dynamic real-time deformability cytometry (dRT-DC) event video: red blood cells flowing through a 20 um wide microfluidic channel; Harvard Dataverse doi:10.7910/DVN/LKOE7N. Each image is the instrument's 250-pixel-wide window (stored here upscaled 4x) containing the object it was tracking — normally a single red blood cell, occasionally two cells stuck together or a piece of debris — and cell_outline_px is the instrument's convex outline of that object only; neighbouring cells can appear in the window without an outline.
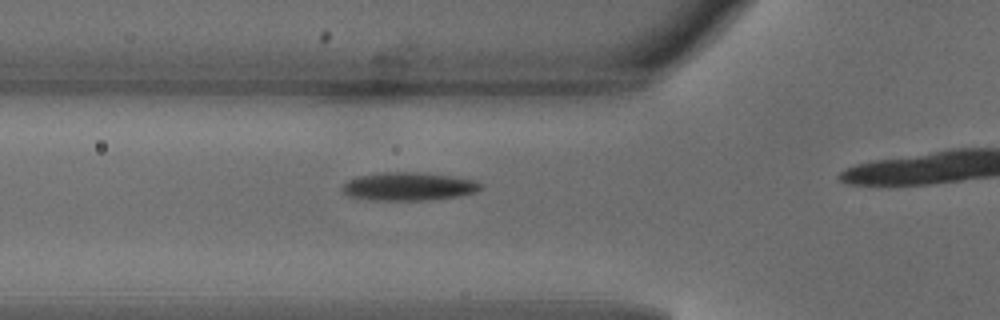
{"species": "common noctule bat (a hibernating species)", "species_latin": "Nyctalus noctula", "temperature_condition": "warm", "stored_images_in_passage": 5, "camera_frame_rate_fps": 3000, "um_per_image_px": 0.085, "animal": {"sex": "male", "body_mass_g": 18.8}, "frame": {"image": 1, "passage_image": 4, "time_ms": 1.0, "image_size_px": [1000, 320], "cell_outline_px": [[484, 188], [476, 192], [460, 196], [428, 200], [372, 200], [348, 196], [344, 192], [344, 184], [348, 180], [356, 176], [384, 172], [420, 172], [452, 176], [476, 180], [484, 184]], "centroid_in_image_um": [34.8, 15.84], "position_along_channel_um": 91.0, "area_um2": 22.95}}